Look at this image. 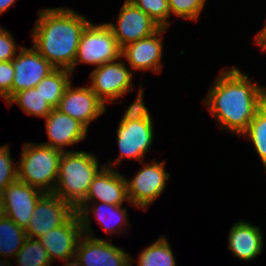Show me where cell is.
<instances>
[{
    "label": "cell",
    "mask_w": 266,
    "mask_h": 266,
    "mask_svg": "<svg viewBox=\"0 0 266 266\" xmlns=\"http://www.w3.org/2000/svg\"><path fill=\"white\" fill-rule=\"evenodd\" d=\"M239 68H224L203 103L223 130L241 136L266 102V87L252 82Z\"/></svg>",
    "instance_id": "1"
},
{
    "label": "cell",
    "mask_w": 266,
    "mask_h": 266,
    "mask_svg": "<svg viewBox=\"0 0 266 266\" xmlns=\"http://www.w3.org/2000/svg\"><path fill=\"white\" fill-rule=\"evenodd\" d=\"M90 23L70 8H46L38 13L32 29V46L55 68L73 67L79 41Z\"/></svg>",
    "instance_id": "2"
},
{
    "label": "cell",
    "mask_w": 266,
    "mask_h": 266,
    "mask_svg": "<svg viewBox=\"0 0 266 266\" xmlns=\"http://www.w3.org/2000/svg\"><path fill=\"white\" fill-rule=\"evenodd\" d=\"M96 155L85 151L62 152L53 193L76 208L86 197L94 176L99 171Z\"/></svg>",
    "instance_id": "3"
},
{
    "label": "cell",
    "mask_w": 266,
    "mask_h": 266,
    "mask_svg": "<svg viewBox=\"0 0 266 266\" xmlns=\"http://www.w3.org/2000/svg\"><path fill=\"white\" fill-rule=\"evenodd\" d=\"M18 162V180L44 193H53L63 151L42 143L23 144Z\"/></svg>",
    "instance_id": "4"
},
{
    "label": "cell",
    "mask_w": 266,
    "mask_h": 266,
    "mask_svg": "<svg viewBox=\"0 0 266 266\" xmlns=\"http://www.w3.org/2000/svg\"><path fill=\"white\" fill-rule=\"evenodd\" d=\"M121 48L106 23H89L82 32L76 58L70 69L73 74L79 63L99 67L107 62L121 59Z\"/></svg>",
    "instance_id": "5"
},
{
    "label": "cell",
    "mask_w": 266,
    "mask_h": 266,
    "mask_svg": "<svg viewBox=\"0 0 266 266\" xmlns=\"http://www.w3.org/2000/svg\"><path fill=\"white\" fill-rule=\"evenodd\" d=\"M143 165L133 179L128 180L127 195L129 204L137 209L147 210L166 188L170 173L165 171V162L153 160L152 163L140 162Z\"/></svg>",
    "instance_id": "6"
},
{
    "label": "cell",
    "mask_w": 266,
    "mask_h": 266,
    "mask_svg": "<svg viewBox=\"0 0 266 266\" xmlns=\"http://www.w3.org/2000/svg\"><path fill=\"white\" fill-rule=\"evenodd\" d=\"M152 120L120 121L116 132V142L120 153L114 162L109 160V164H105V166L114 168L126 158L142 162V158L150 150L154 141V122Z\"/></svg>",
    "instance_id": "7"
},
{
    "label": "cell",
    "mask_w": 266,
    "mask_h": 266,
    "mask_svg": "<svg viewBox=\"0 0 266 266\" xmlns=\"http://www.w3.org/2000/svg\"><path fill=\"white\" fill-rule=\"evenodd\" d=\"M119 59L104 63L90 73V88L104 103L113 102L123 97L127 92L134 89L132 82V70L128 69L125 62Z\"/></svg>",
    "instance_id": "8"
},
{
    "label": "cell",
    "mask_w": 266,
    "mask_h": 266,
    "mask_svg": "<svg viewBox=\"0 0 266 266\" xmlns=\"http://www.w3.org/2000/svg\"><path fill=\"white\" fill-rule=\"evenodd\" d=\"M75 213L76 209L60 196L44 193L35 205L25 229L26 235L39 239L49 230L64 225Z\"/></svg>",
    "instance_id": "9"
},
{
    "label": "cell",
    "mask_w": 266,
    "mask_h": 266,
    "mask_svg": "<svg viewBox=\"0 0 266 266\" xmlns=\"http://www.w3.org/2000/svg\"><path fill=\"white\" fill-rule=\"evenodd\" d=\"M106 24L111 29L120 48L149 37L161 28L130 0H125L122 5L117 25L113 22Z\"/></svg>",
    "instance_id": "10"
},
{
    "label": "cell",
    "mask_w": 266,
    "mask_h": 266,
    "mask_svg": "<svg viewBox=\"0 0 266 266\" xmlns=\"http://www.w3.org/2000/svg\"><path fill=\"white\" fill-rule=\"evenodd\" d=\"M75 257L82 266H132L133 257L123 249L95 234H83L78 242Z\"/></svg>",
    "instance_id": "11"
},
{
    "label": "cell",
    "mask_w": 266,
    "mask_h": 266,
    "mask_svg": "<svg viewBox=\"0 0 266 266\" xmlns=\"http://www.w3.org/2000/svg\"><path fill=\"white\" fill-rule=\"evenodd\" d=\"M71 84L72 82L67 86L57 109L88 128L91 121L106 112V104L96 96L90 86L74 88Z\"/></svg>",
    "instance_id": "12"
},
{
    "label": "cell",
    "mask_w": 266,
    "mask_h": 266,
    "mask_svg": "<svg viewBox=\"0 0 266 266\" xmlns=\"http://www.w3.org/2000/svg\"><path fill=\"white\" fill-rule=\"evenodd\" d=\"M12 61L15 71L12 96L19 91L35 88L55 69L33 46L31 48L20 47L19 53Z\"/></svg>",
    "instance_id": "13"
},
{
    "label": "cell",
    "mask_w": 266,
    "mask_h": 266,
    "mask_svg": "<svg viewBox=\"0 0 266 266\" xmlns=\"http://www.w3.org/2000/svg\"><path fill=\"white\" fill-rule=\"evenodd\" d=\"M167 28H160L149 37L132 42L121 48V57L128 61L132 72L150 70L162 71L163 36ZM161 35V36H160Z\"/></svg>",
    "instance_id": "14"
},
{
    "label": "cell",
    "mask_w": 266,
    "mask_h": 266,
    "mask_svg": "<svg viewBox=\"0 0 266 266\" xmlns=\"http://www.w3.org/2000/svg\"><path fill=\"white\" fill-rule=\"evenodd\" d=\"M95 201L100 203L123 205L129 202L127 195L126 177L113 167L101 165V169L94 176L85 199L78 206H88Z\"/></svg>",
    "instance_id": "15"
},
{
    "label": "cell",
    "mask_w": 266,
    "mask_h": 266,
    "mask_svg": "<svg viewBox=\"0 0 266 266\" xmlns=\"http://www.w3.org/2000/svg\"><path fill=\"white\" fill-rule=\"evenodd\" d=\"M2 194L6 217L26 229L35 205L44 192L17 180L8 184Z\"/></svg>",
    "instance_id": "16"
},
{
    "label": "cell",
    "mask_w": 266,
    "mask_h": 266,
    "mask_svg": "<svg viewBox=\"0 0 266 266\" xmlns=\"http://www.w3.org/2000/svg\"><path fill=\"white\" fill-rule=\"evenodd\" d=\"M83 235L79 215L75 213L64 225L49 230L38 240L45 247L52 261H63L75 256L78 242Z\"/></svg>",
    "instance_id": "17"
},
{
    "label": "cell",
    "mask_w": 266,
    "mask_h": 266,
    "mask_svg": "<svg viewBox=\"0 0 266 266\" xmlns=\"http://www.w3.org/2000/svg\"><path fill=\"white\" fill-rule=\"evenodd\" d=\"M48 142L42 144L65 151V146H72L86 138L88 128L79 120L54 108L45 118Z\"/></svg>",
    "instance_id": "18"
},
{
    "label": "cell",
    "mask_w": 266,
    "mask_h": 266,
    "mask_svg": "<svg viewBox=\"0 0 266 266\" xmlns=\"http://www.w3.org/2000/svg\"><path fill=\"white\" fill-rule=\"evenodd\" d=\"M89 206H77L76 213L79 215L83 234L93 236V228H91L90 214L92 212L95 219L99 222L104 232L114 234V232H123V224H128L127 209L122 205H114L107 203H96ZM94 205V206H93ZM90 208V209H89ZM93 208V209H92ZM91 211V212H90ZM123 223V224H122Z\"/></svg>",
    "instance_id": "19"
},
{
    "label": "cell",
    "mask_w": 266,
    "mask_h": 266,
    "mask_svg": "<svg viewBox=\"0 0 266 266\" xmlns=\"http://www.w3.org/2000/svg\"><path fill=\"white\" fill-rule=\"evenodd\" d=\"M258 226L240 220L232 225L228 235V249L243 261H250L262 253L263 234Z\"/></svg>",
    "instance_id": "20"
},
{
    "label": "cell",
    "mask_w": 266,
    "mask_h": 266,
    "mask_svg": "<svg viewBox=\"0 0 266 266\" xmlns=\"http://www.w3.org/2000/svg\"><path fill=\"white\" fill-rule=\"evenodd\" d=\"M72 77L70 70L55 68L35 88L53 108H57L67 86L72 82Z\"/></svg>",
    "instance_id": "21"
},
{
    "label": "cell",
    "mask_w": 266,
    "mask_h": 266,
    "mask_svg": "<svg viewBox=\"0 0 266 266\" xmlns=\"http://www.w3.org/2000/svg\"><path fill=\"white\" fill-rule=\"evenodd\" d=\"M27 238L25 229L18 226L12 219H0V257H15Z\"/></svg>",
    "instance_id": "22"
},
{
    "label": "cell",
    "mask_w": 266,
    "mask_h": 266,
    "mask_svg": "<svg viewBox=\"0 0 266 266\" xmlns=\"http://www.w3.org/2000/svg\"><path fill=\"white\" fill-rule=\"evenodd\" d=\"M137 266H176L168 239L162 235L150 246L145 247L139 254Z\"/></svg>",
    "instance_id": "23"
},
{
    "label": "cell",
    "mask_w": 266,
    "mask_h": 266,
    "mask_svg": "<svg viewBox=\"0 0 266 266\" xmlns=\"http://www.w3.org/2000/svg\"><path fill=\"white\" fill-rule=\"evenodd\" d=\"M17 103L28 115L46 118L54 109L36 88H30L15 93L6 104Z\"/></svg>",
    "instance_id": "24"
},
{
    "label": "cell",
    "mask_w": 266,
    "mask_h": 266,
    "mask_svg": "<svg viewBox=\"0 0 266 266\" xmlns=\"http://www.w3.org/2000/svg\"><path fill=\"white\" fill-rule=\"evenodd\" d=\"M249 138L266 171V102L256 112L247 130L241 135Z\"/></svg>",
    "instance_id": "25"
},
{
    "label": "cell",
    "mask_w": 266,
    "mask_h": 266,
    "mask_svg": "<svg viewBox=\"0 0 266 266\" xmlns=\"http://www.w3.org/2000/svg\"><path fill=\"white\" fill-rule=\"evenodd\" d=\"M17 266H51L52 261L38 239L26 238L15 256Z\"/></svg>",
    "instance_id": "26"
},
{
    "label": "cell",
    "mask_w": 266,
    "mask_h": 266,
    "mask_svg": "<svg viewBox=\"0 0 266 266\" xmlns=\"http://www.w3.org/2000/svg\"><path fill=\"white\" fill-rule=\"evenodd\" d=\"M161 28L169 27L171 15L169 0H130Z\"/></svg>",
    "instance_id": "27"
},
{
    "label": "cell",
    "mask_w": 266,
    "mask_h": 266,
    "mask_svg": "<svg viewBox=\"0 0 266 266\" xmlns=\"http://www.w3.org/2000/svg\"><path fill=\"white\" fill-rule=\"evenodd\" d=\"M206 0H169L171 15L185 20L198 21Z\"/></svg>",
    "instance_id": "28"
},
{
    "label": "cell",
    "mask_w": 266,
    "mask_h": 266,
    "mask_svg": "<svg viewBox=\"0 0 266 266\" xmlns=\"http://www.w3.org/2000/svg\"><path fill=\"white\" fill-rule=\"evenodd\" d=\"M17 163L13 165L10 156V148L7 145L0 146V193L4 188L18 180Z\"/></svg>",
    "instance_id": "29"
},
{
    "label": "cell",
    "mask_w": 266,
    "mask_h": 266,
    "mask_svg": "<svg viewBox=\"0 0 266 266\" xmlns=\"http://www.w3.org/2000/svg\"><path fill=\"white\" fill-rule=\"evenodd\" d=\"M144 90L142 85L138 90V94L133 103L125 110L121 121H137L142 119H152L150 112L148 111L145 102L143 100Z\"/></svg>",
    "instance_id": "30"
},
{
    "label": "cell",
    "mask_w": 266,
    "mask_h": 266,
    "mask_svg": "<svg viewBox=\"0 0 266 266\" xmlns=\"http://www.w3.org/2000/svg\"><path fill=\"white\" fill-rule=\"evenodd\" d=\"M13 61L0 62V97L7 102L12 97V83L14 78Z\"/></svg>",
    "instance_id": "31"
},
{
    "label": "cell",
    "mask_w": 266,
    "mask_h": 266,
    "mask_svg": "<svg viewBox=\"0 0 266 266\" xmlns=\"http://www.w3.org/2000/svg\"><path fill=\"white\" fill-rule=\"evenodd\" d=\"M18 48L11 32L0 26V62L13 60Z\"/></svg>",
    "instance_id": "32"
},
{
    "label": "cell",
    "mask_w": 266,
    "mask_h": 266,
    "mask_svg": "<svg viewBox=\"0 0 266 266\" xmlns=\"http://www.w3.org/2000/svg\"><path fill=\"white\" fill-rule=\"evenodd\" d=\"M255 42L260 48H262V50L266 51V24L263 29L256 34Z\"/></svg>",
    "instance_id": "33"
},
{
    "label": "cell",
    "mask_w": 266,
    "mask_h": 266,
    "mask_svg": "<svg viewBox=\"0 0 266 266\" xmlns=\"http://www.w3.org/2000/svg\"><path fill=\"white\" fill-rule=\"evenodd\" d=\"M17 0H0V15L5 13Z\"/></svg>",
    "instance_id": "34"
},
{
    "label": "cell",
    "mask_w": 266,
    "mask_h": 266,
    "mask_svg": "<svg viewBox=\"0 0 266 266\" xmlns=\"http://www.w3.org/2000/svg\"><path fill=\"white\" fill-rule=\"evenodd\" d=\"M63 262H65V265L63 266H82L79 260L75 256Z\"/></svg>",
    "instance_id": "35"
},
{
    "label": "cell",
    "mask_w": 266,
    "mask_h": 266,
    "mask_svg": "<svg viewBox=\"0 0 266 266\" xmlns=\"http://www.w3.org/2000/svg\"><path fill=\"white\" fill-rule=\"evenodd\" d=\"M6 217L3 194L0 193V219Z\"/></svg>",
    "instance_id": "36"
},
{
    "label": "cell",
    "mask_w": 266,
    "mask_h": 266,
    "mask_svg": "<svg viewBox=\"0 0 266 266\" xmlns=\"http://www.w3.org/2000/svg\"><path fill=\"white\" fill-rule=\"evenodd\" d=\"M7 260L9 259H0V266H12L10 262H8ZM10 263V264H9Z\"/></svg>",
    "instance_id": "37"
}]
</instances>
